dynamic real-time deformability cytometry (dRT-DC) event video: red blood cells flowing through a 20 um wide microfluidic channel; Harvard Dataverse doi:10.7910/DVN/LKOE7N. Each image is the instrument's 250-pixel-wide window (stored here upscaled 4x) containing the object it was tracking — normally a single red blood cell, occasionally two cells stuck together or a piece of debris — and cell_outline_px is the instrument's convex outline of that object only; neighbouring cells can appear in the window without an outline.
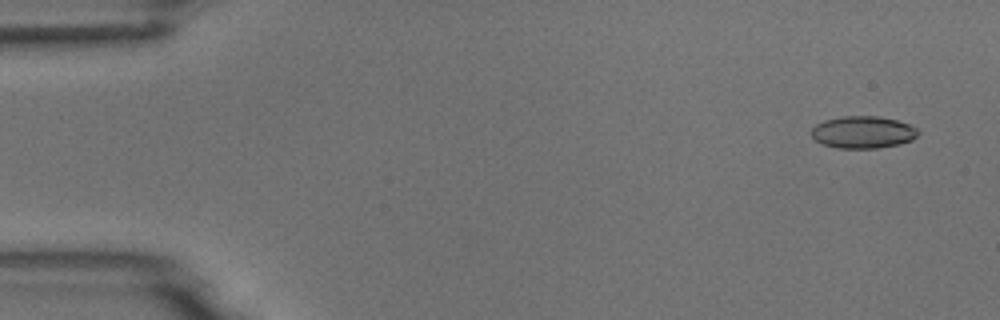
{"species": "common noctule bat (a hibernating species)", "species_latin": "Nyctalus noctula", "temperature_condition": "room temperature", "stored_images_in_passage": 4, "camera_frame_rate_fps": 3000, "um_per_image_px": 0.085, "animal": {"sex": "male", "body_mass_g": 18.8}, "frame": {"image": 1, "passage_image": 1, "time_ms": 0.0, "image_size_px": [1000, 320], "cell_outline_px": [[920, 132], [912, 140], [900, 144], [876, 148], [836, 148], [824, 144], [816, 140], [808, 132], [816, 124], [824, 120], [844, 116], [876, 116], [896, 120], [908, 124], [916, 128]], "centroid_in_image_um": [73.33, 11.24], "position_along_channel_um": 11.7, "area_um2": 20.0}}
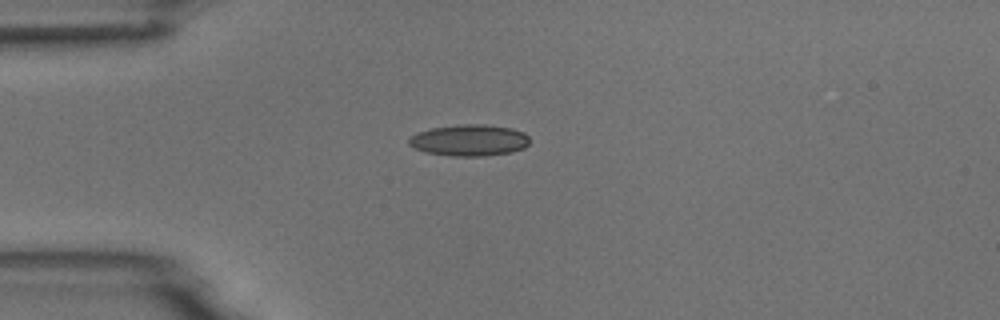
{"frame": {"image": 2, "passage_image": 4, "time_ms": 3.667, "image_size_px": [1000, 320], "cell_outline_px": [[528, 144], [524, 148], [512, 152], [484, 156], [452, 156], [428, 152], [416, 148], [408, 144], [408, 140], [416, 132], [432, 128], [464, 124], [484, 124], [512, 128], [524, 132], [528, 136]], "centroid_in_image_um": [39.92, 11.92], "position_along_channel_um": 45.1, "area_um2": 22.02}}